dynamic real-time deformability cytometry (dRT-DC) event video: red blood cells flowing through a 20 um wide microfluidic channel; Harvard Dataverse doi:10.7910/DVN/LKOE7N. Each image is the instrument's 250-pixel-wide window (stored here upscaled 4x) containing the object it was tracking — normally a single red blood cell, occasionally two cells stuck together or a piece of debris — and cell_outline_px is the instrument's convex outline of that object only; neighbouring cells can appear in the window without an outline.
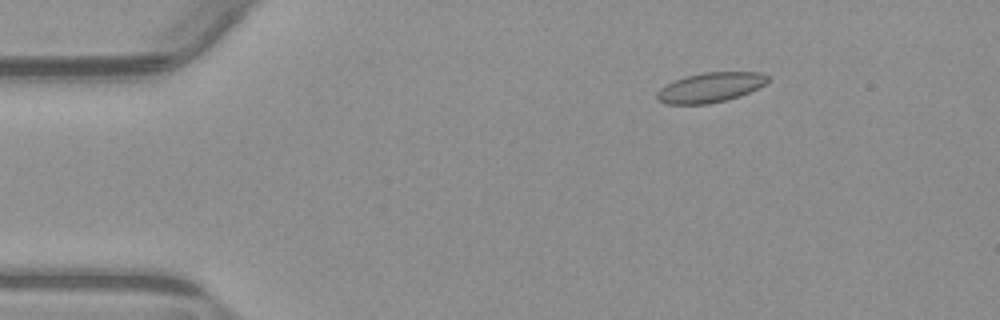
{"species": "common noctule bat (a hibernating species)", "species_latin": "Nyctalus noctula", "temperature_condition": "warm", "stored_images_in_passage": 50, "camera_frame_rate_fps": 3000, "um_per_image_px": 0.085, "animal": {"sex": "male", "body_mass_g": 23.1, "forearm_length_mm": 52.7}, "frame": {"image": 1, "passage_image": 9, "time_ms": 2.667, "image_size_px": [1000, 320], "cell_outline_px": [[768, 80], [764, 84], [740, 96], [708, 104], [668, 104], [660, 100], [656, 96], [656, 92], [660, 88], [676, 80], [688, 76], [704, 72], [760, 72], [768, 76]], "centroid_in_image_um": [60.38, 7.43], "position_along_channel_um": 24.6, "area_um2": 18.84}}
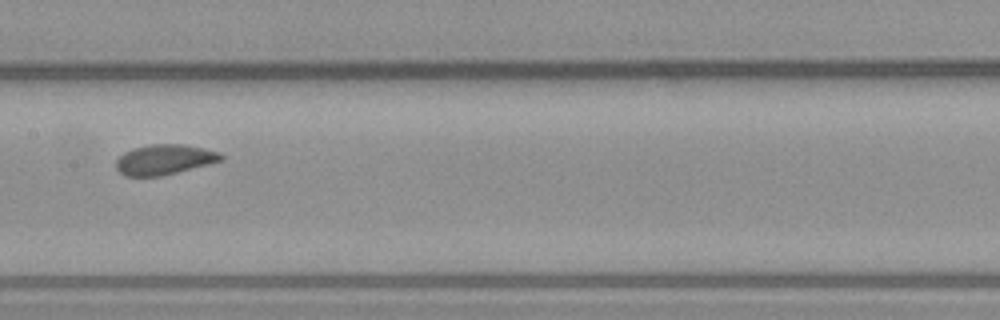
{"frame": {"image": 2, "passage_image": 28, "time_ms": 9.0, "image_size_px": [1000, 320], "cell_outline_px": [[224, 160], [160, 176], [124, 176], [116, 168], [116, 160], [124, 152], [132, 148], [152, 144], [184, 144], [204, 148], [220, 152], [224, 156]], "centroid_in_image_um": [13.98, 13.55], "position_along_channel_um": 193.4, "area_um2": 18.44}}
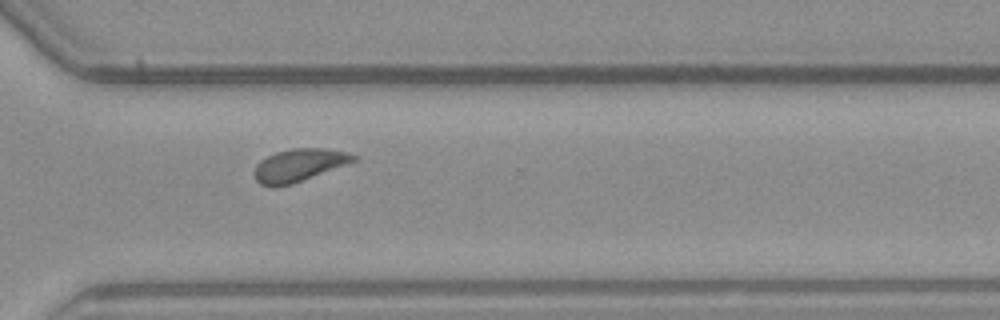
{"frame": {"image": 3, "passage_image": 40, "time_ms": 13.0, "image_size_px": [1000, 320], "cell_outline_px": [[356, 160], [348, 164], [292, 184], [276, 188], [272, 188], [260, 184], [256, 180], [256, 164], [260, 160], [276, 152], [292, 148], [324, 148], [348, 152], [356, 156]], "centroid_in_image_um": [25.41, 14.05], "position_along_channel_um": 345.2, "area_um2": 18.9}, "authors_computed_cell_mechanics": {"area_um2": 18.6694, "velocity_mm_per_s": 3.8033, "shape_relaxation_time_tau1_ms": 2.9261, "shape_relaxation_time_tau2_ms": 2.3164, "deformation_change_tau1": 0.0731, "deformation_change_tau2": 0.0587}}